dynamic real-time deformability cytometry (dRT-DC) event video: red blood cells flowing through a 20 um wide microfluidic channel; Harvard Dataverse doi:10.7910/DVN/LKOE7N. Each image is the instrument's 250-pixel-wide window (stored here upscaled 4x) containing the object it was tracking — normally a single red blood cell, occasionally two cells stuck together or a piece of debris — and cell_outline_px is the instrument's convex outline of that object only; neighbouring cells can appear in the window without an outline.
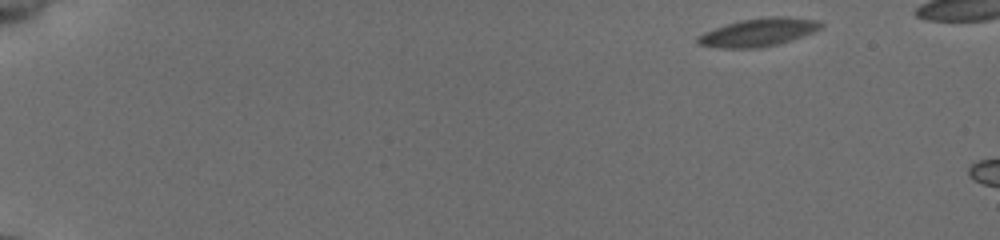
{"species": "common noctule bat (a hibernating species)", "species_latin": "Nyctalus noctula", "temperature_condition": "cold", "stored_images_in_passage": 6, "camera_frame_rate_fps": 3000, "um_per_image_px": 0.085, "animal": {"sex": "female", "body_mass_g": 19.5, "forearm_length_mm": 54.1}, "frame": {"image": 1, "passage_image": 1, "time_ms": 0.0, "image_size_px": [1000, 240], "cell_outline_px": [[820, 28], [800, 36], [776, 44], [756, 48], [724, 48], [700, 44], [696, 40], [700, 36], [716, 28], [728, 24], [744, 20], [812, 20], [820, 24]], "centroid_in_image_um": [64.32, 2.83], "position_along_channel_um": 20.7, "area_um2": 17.8}}